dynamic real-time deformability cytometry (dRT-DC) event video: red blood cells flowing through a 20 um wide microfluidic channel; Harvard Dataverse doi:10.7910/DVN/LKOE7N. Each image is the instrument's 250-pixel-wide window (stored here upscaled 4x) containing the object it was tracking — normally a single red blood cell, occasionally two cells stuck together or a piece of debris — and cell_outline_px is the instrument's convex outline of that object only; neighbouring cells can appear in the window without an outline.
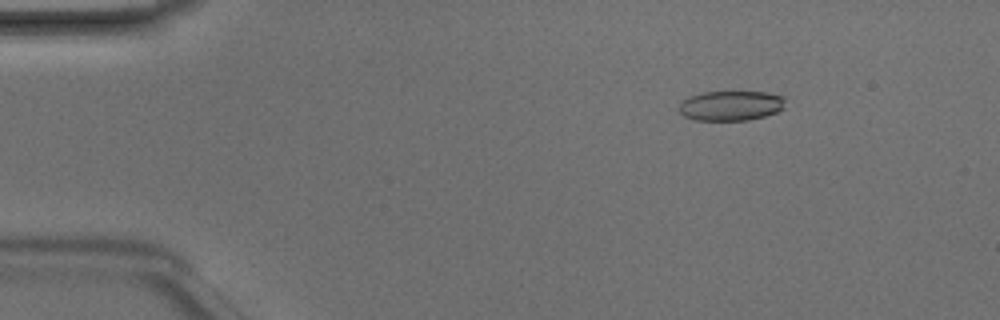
{"species": "Egyptian fruit bat (a non-hibernating species)", "species_latin": "Rousettus aegyptiacus", "temperature_condition": "room temperature", "stored_images_in_passage": 48, "camera_frame_rate_fps": 3000, "um_per_image_px": 0.085, "animal": {"sex": "male"}, "frame": {"image": 1, "passage_image": 7, "time_ms": 2.0, "image_size_px": [1000, 320], "cell_outline_px": [[784, 108], [776, 112], [764, 116], [748, 120], [692, 120], [684, 116], [680, 112], [680, 104], [688, 96], [704, 92], [768, 92], [784, 96]], "centroid_in_image_um": [62.13, 8.98], "position_along_channel_um": 22.9, "area_um2": 18.5}}
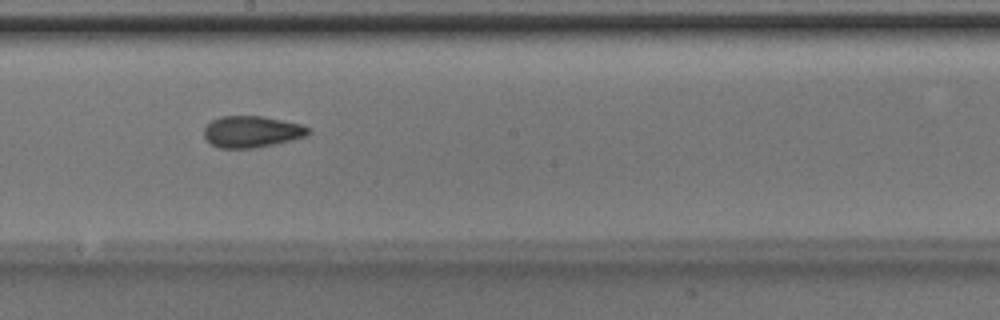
{"frame": {"image": 2, "passage_image": 27, "time_ms": 8.667, "image_size_px": [1000, 320], "cell_outline_px": [[312, 132], [304, 136], [256, 148], [220, 148], [212, 144], [204, 136], [204, 128], [212, 120], [220, 116], [264, 116], [300, 124], [308, 128]], "centroid_in_image_um": [21.37, 11.18], "position_along_channel_um": 226.8, "area_um2": 18.9}}
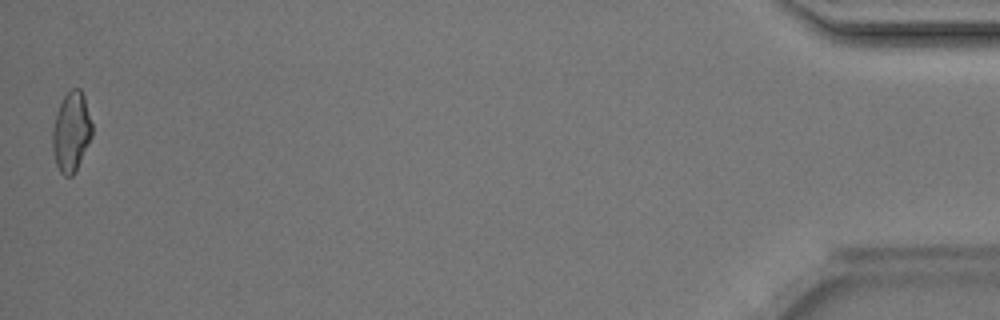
{"frame": {"image": 3, "passage_image": 48, "time_ms": 15.667, "image_size_px": [1000, 320], "cell_outline_px": [[92, 136], [76, 172], [72, 176], [64, 176], [60, 172], [56, 164], [52, 148], [52, 132], [56, 116], [60, 104], [64, 96], [72, 88], [80, 88], [84, 96], [92, 124]], "centroid_in_image_um": [6.07, 11.24], "position_along_channel_um": 429.1, "area_um2": 18.32}, "authors_computed_cell_mechanics": {"area_um2": 18.9584, "velocity_mm_per_s": 4.2184, "shape_relaxation_time_tau1_ms": 4.9934, "shape_relaxation_time_tau2_ms": 1.6853, "deformation_change_tau1": 0.1343, "deformation_change_tau2": 0.0837}}